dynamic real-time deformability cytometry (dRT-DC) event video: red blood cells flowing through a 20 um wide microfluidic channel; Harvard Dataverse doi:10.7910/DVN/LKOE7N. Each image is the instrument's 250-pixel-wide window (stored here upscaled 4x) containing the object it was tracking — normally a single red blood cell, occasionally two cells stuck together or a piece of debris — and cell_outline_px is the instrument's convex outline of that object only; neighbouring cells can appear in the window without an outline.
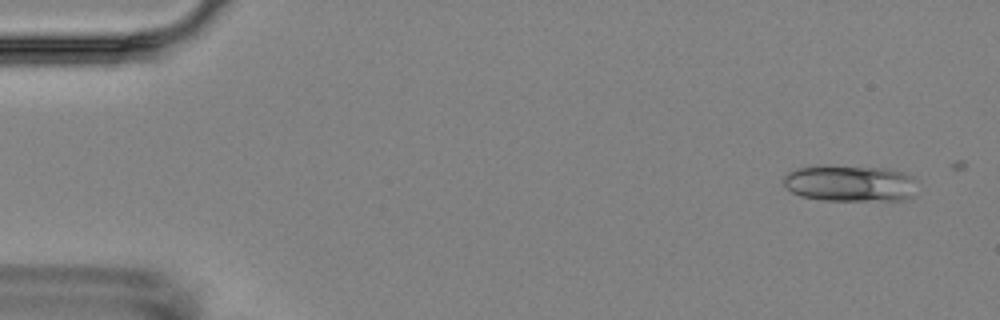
{"species": "Egyptian fruit bat (a non-hibernating species)", "species_latin": "Rousettus aegyptiacus", "temperature_condition": "room temperature", "stored_images_in_passage": 3, "camera_frame_rate_fps": 3000, "um_per_image_px": 0.085, "animal": {"sex": "female"}, "frame": {"image": 1, "passage_image": 1, "time_ms": 0.0, "image_size_px": [1000, 320], "cell_outline_px": [[916, 180], [912, 196], [904, 200], [820, 200], [800, 196], [792, 192], [784, 184], [784, 176], [788, 172], [796, 168], [820, 164], [828, 164], [888, 168], [904, 172], [916, 176]], "centroid_in_image_um": [72.25, 15.55], "position_along_channel_um": 12.8, "area_um2": 29.13}}